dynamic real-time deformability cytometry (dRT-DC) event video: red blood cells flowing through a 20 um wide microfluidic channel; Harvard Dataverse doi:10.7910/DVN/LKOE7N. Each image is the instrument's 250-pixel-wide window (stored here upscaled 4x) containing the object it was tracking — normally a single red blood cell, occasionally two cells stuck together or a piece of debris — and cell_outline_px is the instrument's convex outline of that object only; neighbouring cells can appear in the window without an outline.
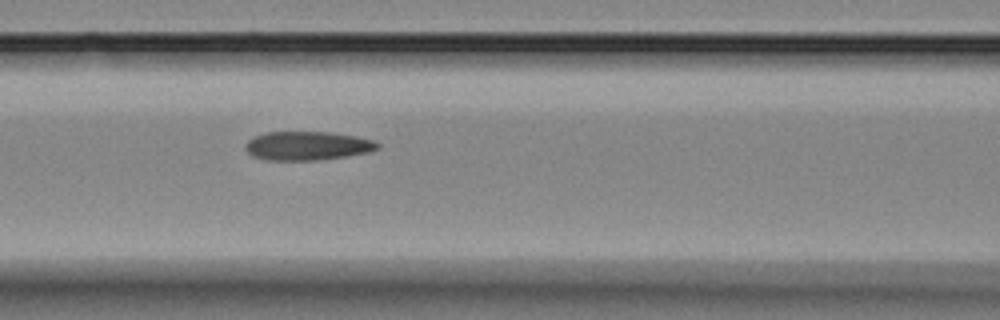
{"species": "Egyptian fruit bat (a non-hibernating species)", "species_latin": "Rousettus aegyptiacus", "temperature_condition": "room temperature", "stored_images_in_passage": 4, "camera_frame_rate_fps": 3000, "um_per_image_px": 0.085, "animal": {"sex": "female"}, "frame": {"image": 1, "passage_image": 4, "time_ms": 4.333, "image_size_px": [1000, 320], "cell_outline_px": [[380, 148], [368, 152], [348, 156], [316, 160], [264, 160], [252, 156], [244, 148], [244, 144], [252, 136], [264, 132], [328, 132], [356, 136], [376, 140], [380, 144]], "centroid_in_image_um": [26.11, 12.39], "position_along_channel_um": 140.5, "area_um2": 22.48}}